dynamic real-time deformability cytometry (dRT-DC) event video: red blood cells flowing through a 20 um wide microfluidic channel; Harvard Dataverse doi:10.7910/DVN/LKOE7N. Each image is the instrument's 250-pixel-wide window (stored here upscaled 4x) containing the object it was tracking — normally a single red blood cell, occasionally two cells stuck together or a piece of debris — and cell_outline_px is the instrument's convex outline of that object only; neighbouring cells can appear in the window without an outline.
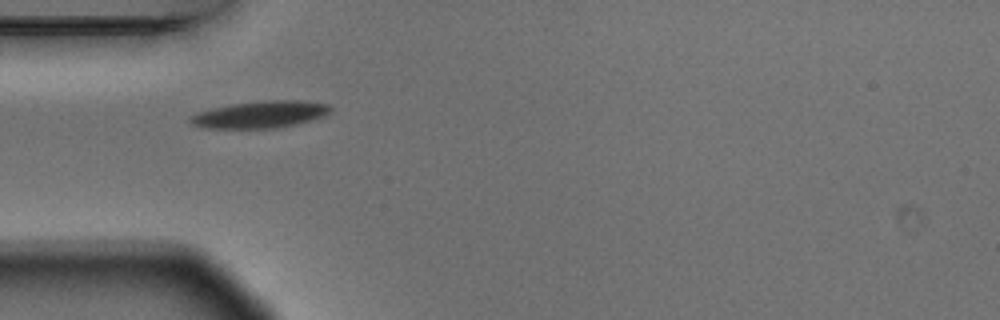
{"species": "Egyptian fruit bat (a non-hibernating species)", "species_latin": "Rousettus aegyptiacus", "temperature_condition": "warm", "stored_images_in_passage": 5, "camera_frame_rate_fps": 3000, "um_per_image_px": 0.085, "animal": {"sex": "male"}, "frame": {"image": 1, "passage_image": 3, "time_ms": 0.667, "image_size_px": [1000, 320], "cell_outline_px": [[332, 112], [324, 116], [312, 120], [296, 124], [276, 128], [204, 128], [192, 124], [188, 120], [192, 116], [200, 112], [212, 108], [232, 104], [268, 100], [300, 100], [328, 104], [332, 108]], "centroid_in_image_um": [22.18, 9.73], "position_along_channel_um": 62.8, "area_um2": 21.96}}
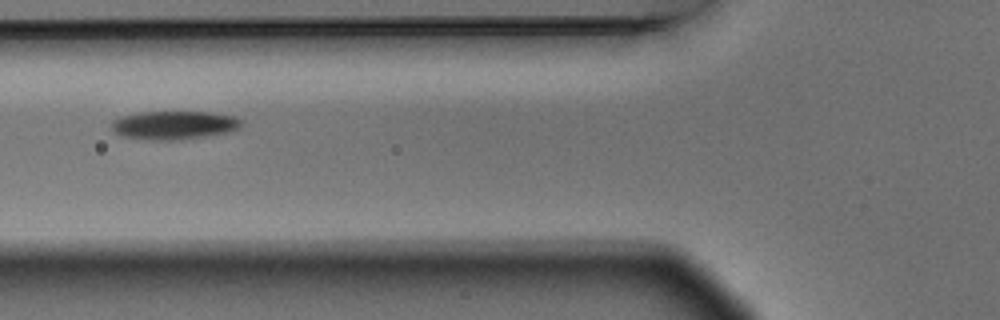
{"frame": {"image": 2, "passage_image": 4, "time_ms": 1.0, "image_size_px": [1000, 320], "cell_outline_px": [[244, 120], [240, 128], [228, 132], [172, 140], [152, 140], [124, 136], [116, 132], [112, 128], [112, 120], [120, 116], [140, 112], [212, 112], [236, 116]], "centroid_in_image_um": [14.83, 10.61], "position_along_channel_um": 111.0, "area_um2": 21.39}}
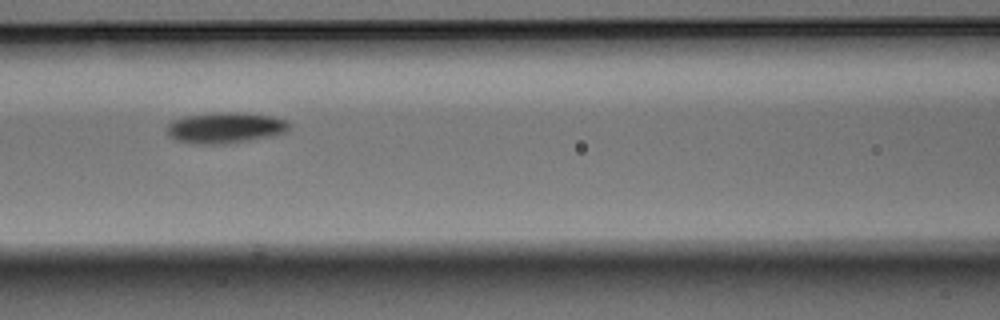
{"frame": {"image": 3, "passage_image": 5, "time_ms": 1.333, "image_size_px": [1000, 320], "cell_outline_px": [[292, 124], [284, 132], [272, 136], [224, 144], [200, 144], [176, 140], [168, 136], [168, 124], [172, 120], [184, 116], [212, 112], [244, 112], [268, 116], [284, 120]], "centroid_in_image_um": [19.11, 10.85], "position_along_channel_um": 147.5, "area_um2": 21.96}}